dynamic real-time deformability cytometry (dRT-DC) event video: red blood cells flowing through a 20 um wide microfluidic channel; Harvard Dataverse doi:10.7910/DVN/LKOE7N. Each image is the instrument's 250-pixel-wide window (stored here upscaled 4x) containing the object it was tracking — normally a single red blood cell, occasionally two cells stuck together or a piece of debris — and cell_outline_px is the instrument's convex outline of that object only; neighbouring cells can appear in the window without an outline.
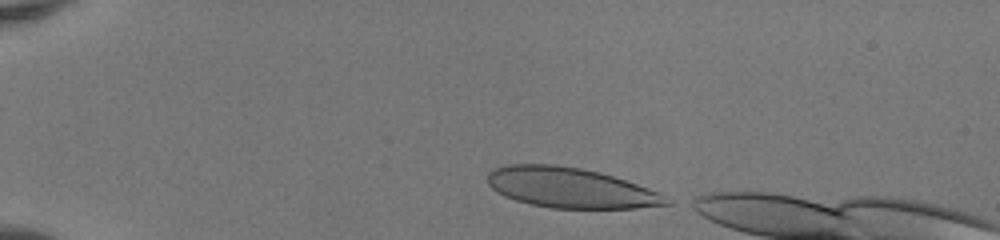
{"species": "human", "species_latin": "Homo sapiens", "temperature_condition": "room temperature", "stored_images_in_passage": 36, "camera_frame_rate_fps": 3000, "um_per_image_px": 0.085, "donor": {"sex": "female"}, "frame": {"image": 1, "passage_image": 1, "time_ms": 0.0, "image_size_px": [1000, 240], "cell_outline_px": [[672, 204], [636, 208], [552, 208], [532, 204], [516, 200], [504, 196], [496, 192], [488, 184], [488, 172], [492, 168], [504, 164], [556, 164], [580, 168], [600, 172], [660, 192], [672, 200]], "centroid_in_image_um": [48.47, 15.95], "position_along_channel_um": 36.5, "area_um2": 42.02}}
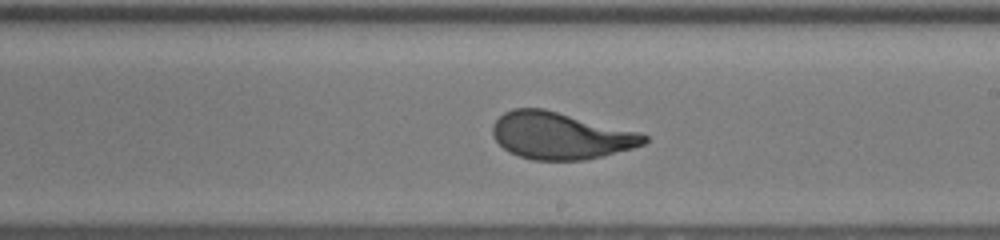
{"frame": {"image": 2, "passage_image": 21, "time_ms": 6.667, "image_size_px": [1000, 240], "cell_outline_px": [[648, 140], [644, 144], [632, 148], [584, 160], [532, 160], [508, 152], [492, 136], [492, 124], [504, 112], [512, 108], [544, 108], [640, 132], [648, 136]], "centroid_in_image_um": [47.62, 11.52], "position_along_channel_um": 241.4, "area_um2": 41.44}}
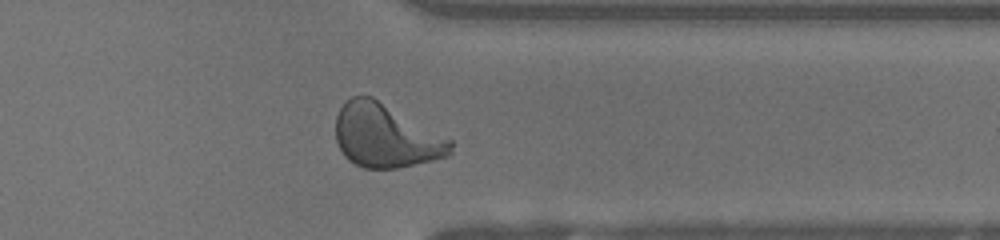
{"frame": {"image": 3, "passage_image": 31, "time_ms": 10.0, "image_size_px": [1000, 240], "cell_outline_px": [[452, 152], [448, 156], [432, 160], [396, 168], [364, 168], [348, 160], [344, 156], [336, 140], [336, 116], [340, 108], [352, 96], [372, 96], [452, 140]], "centroid_in_image_um": [32.78, 11.55], "position_along_channel_um": 378.6, "area_um2": 42.14}, "authors_computed_cell_mechanics": {"area_um2": 42.2518, "velocity_mm_per_s": 4.1389, "shape_relaxation_time_tau1_ms": 3.617, "shape_relaxation_time_tau2_ms": null, "deformation_change_tau1": 0.2204, "deformation_change_tau2": null}}